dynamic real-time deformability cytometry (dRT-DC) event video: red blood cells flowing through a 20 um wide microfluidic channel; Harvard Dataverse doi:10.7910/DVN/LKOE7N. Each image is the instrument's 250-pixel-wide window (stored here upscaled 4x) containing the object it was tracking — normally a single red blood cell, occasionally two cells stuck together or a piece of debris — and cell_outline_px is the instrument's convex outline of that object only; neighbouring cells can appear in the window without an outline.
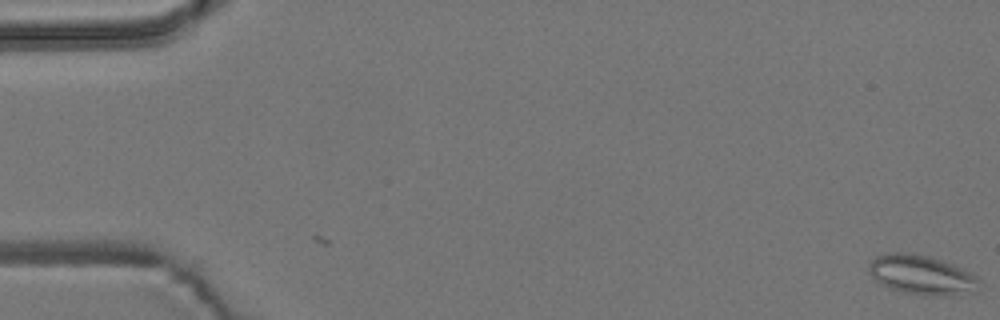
{"species": "common noctule bat (a hibernating species)", "species_latin": "Nyctalus noctula", "temperature_condition": "room temperature", "stored_images_in_passage": 4, "camera_frame_rate_fps": 3000, "um_per_image_px": 0.085, "animal": {"sex": "male", "body_mass_g": 19.2, "forearm_length_mm": 51.8}, "frame": {"image": 1, "passage_image": 4, "time_ms": 1.0, "image_size_px": [1000, 320], "cell_outline_px": [[980, 280], [964, 288], [948, 292], [904, 292], [880, 284], [872, 276], [868, 268], [868, 264], [876, 256], [888, 252], [912, 252], [928, 256], [964, 268], [976, 276]], "centroid_in_image_um": [78.11, 23.22], "position_along_channel_um": 6.9, "area_um2": 23.29}}